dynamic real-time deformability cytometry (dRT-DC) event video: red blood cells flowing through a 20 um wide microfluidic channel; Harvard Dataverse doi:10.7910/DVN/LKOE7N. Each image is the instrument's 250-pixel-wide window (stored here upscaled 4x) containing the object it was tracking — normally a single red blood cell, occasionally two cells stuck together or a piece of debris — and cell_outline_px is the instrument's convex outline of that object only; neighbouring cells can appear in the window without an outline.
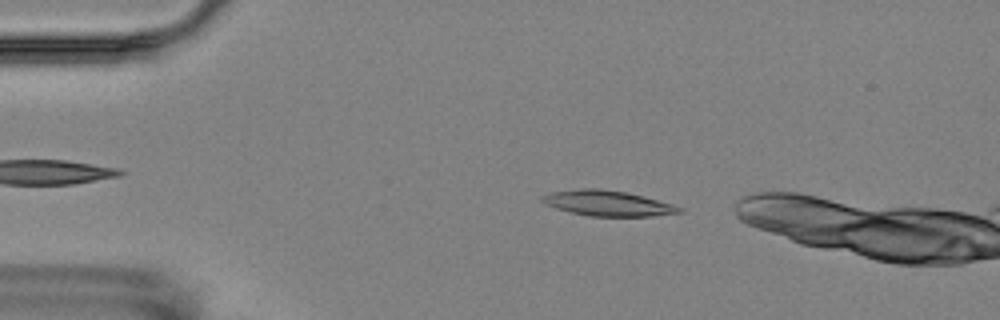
{"species": "Egyptian fruit bat (a non-hibernating species)", "species_latin": "Rousettus aegyptiacus", "temperature_condition": "room temperature", "stored_images_in_passage": 9, "camera_frame_rate_fps": 3000, "um_per_image_px": 0.085, "animal": {"sex": "female"}, "frame": {"image": 1, "passage_image": 1, "time_ms": 0.0, "image_size_px": [1000, 320], "cell_outline_px": [[684, 212], [652, 216], [588, 216], [568, 212], [544, 204], [540, 200], [540, 196], [552, 192], [584, 188], [600, 188], [624, 192], [672, 204], [684, 208]], "centroid_in_image_um": [51.61, 17.28], "position_along_channel_um": 33.4, "area_um2": 20.23}}
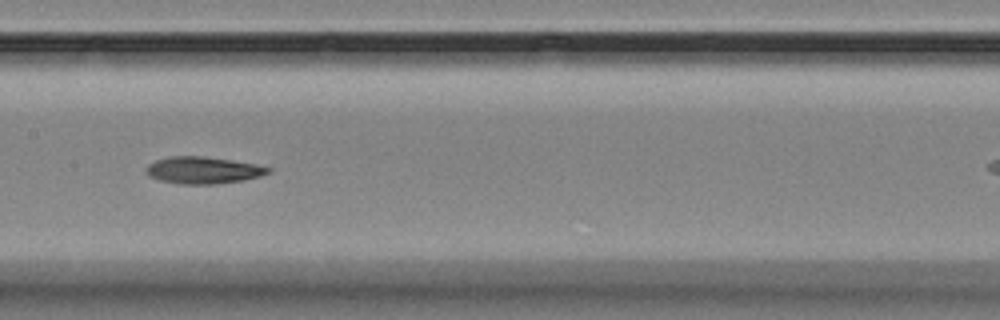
{"frame": {"image": 2, "passage_image": 6, "time_ms": 5.667, "image_size_px": [1000, 320], "cell_outline_px": [[272, 172], [260, 176], [244, 180], [216, 184], [180, 184], [160, 180], [148, 176], [148, 164], [156, 160], [172, 156], [204, 156], [252, 164], [272, 168]], "centroid_in_image_um": [17.28, 14.48], "position_along_channel_um": 190.1, "area_um2": 18.9}}
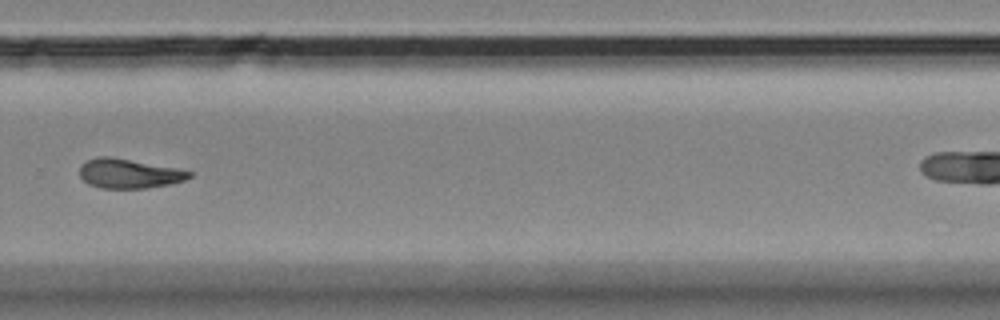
{"frame": {"image": 3, "passage_image": 9, "time_ms": 9.333, "image_size_px": [1000, 320], "cell_outline_px": [[192, 176], [184, 180], [168, 184], [148, 188], [100, 188], [88, 184], [80, 176], [80, 164], [84, 160], [96, 156], [108, 156], [176, 168], [192, 172]], "centroid_in_image_um": [10.9, 14.74], "position_along_channel_um": 318.9, "area_um2": 18.79}}